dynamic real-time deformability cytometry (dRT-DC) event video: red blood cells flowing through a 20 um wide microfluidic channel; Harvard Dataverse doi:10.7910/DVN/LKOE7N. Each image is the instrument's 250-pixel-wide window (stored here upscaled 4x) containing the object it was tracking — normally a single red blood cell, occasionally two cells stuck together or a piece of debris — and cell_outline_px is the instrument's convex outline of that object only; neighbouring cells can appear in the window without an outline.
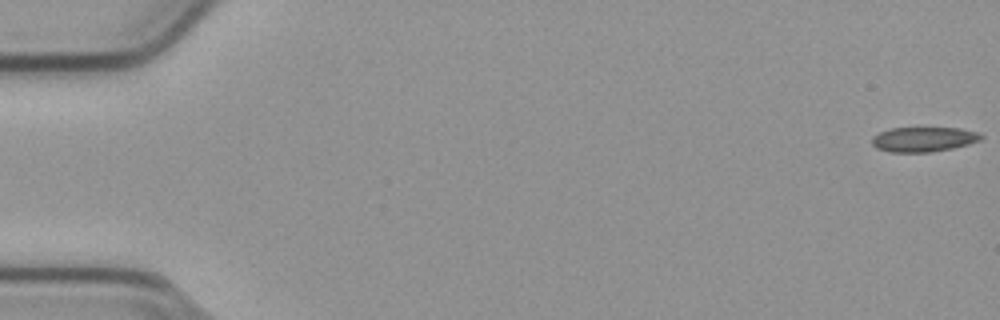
{"species": "common noctule bat (a hibernating species)", "species_latin": "Nyctalus noctula", "temperature_condition": "cold", "stored_images_in_passage": 9, "camera_frame_rate_fps": 3000, "um_per_image_px": 0.085, "animal": {"sex": "male", "body_mass_g": 23.1, "forearm_length_mm": 52.7}, "frame": {"image": 1, "passage_image": 1, "time_ms": 0.0, "image_size_px": [1000, 320], "cell_outline_px": [[984, 136], [980, 140], [968, 144], [952, 148], [932, 152], [888, 152], [876, 148], [872, 144], [872, 136], [880, 132], [892, 128], [960, 128], [980, 132]], "centroid_in_image_um": [78.51, 11.84], "position_along_channel_um": 6.5, "area_um2": 15.84}}